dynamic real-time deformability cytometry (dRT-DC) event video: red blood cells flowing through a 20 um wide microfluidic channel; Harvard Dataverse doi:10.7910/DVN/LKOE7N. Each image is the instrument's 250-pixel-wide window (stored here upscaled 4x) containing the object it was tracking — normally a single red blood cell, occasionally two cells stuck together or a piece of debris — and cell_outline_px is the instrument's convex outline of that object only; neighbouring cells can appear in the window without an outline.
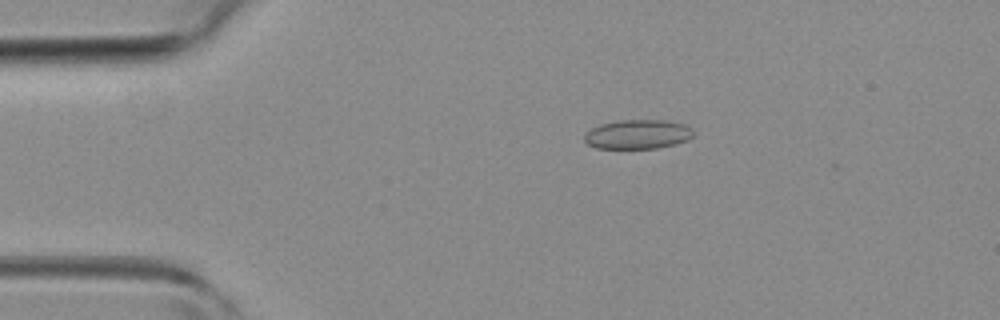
{"species": "common noctule bat (a hibernating species)", "species_latin": "Nyctalus noctula", "temperature_condition": "room temperature", "stored_images_in_passage": 45, "camera_frame_rate_fps": 3000, "um_per_image_px": 0.085, "animal": {"sex": "female", "body_mass_g": 19.3, "forearm_length_mm": 54.1}, "frame": {"image": 1, "passage_image": 9, "time_ms": 2.667, "image_size_px": [1000, 320], "cell_outline_px": [[692, 136], [688, 140], [676, 144], [656, 148], [596, 148], [588, 144], [584, 140], [584, 136], [592, 128], [600, 124], [616, 120], [664, 120], [688, 124], [692, 128]], "centroid_in_image_um": [54.23, 11.4], "position_along_channel_um": 30.8, "area_um2": 18.67}}
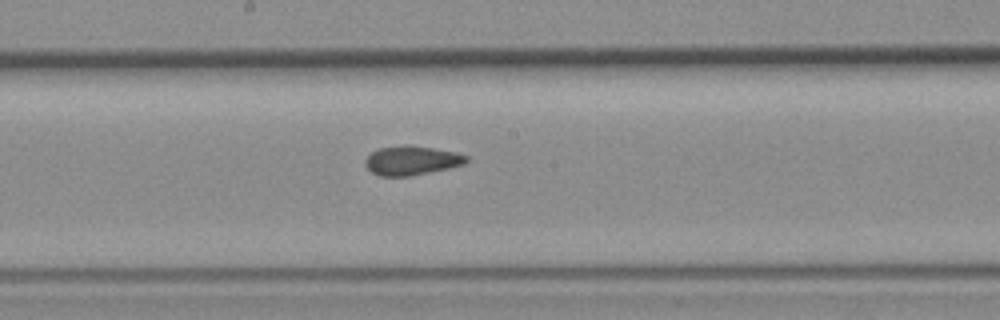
{"frame": {"image": 2, "passage_image": 24, "time_ms": 7.667, "image_size_px": [1000, 320], "cell_outline_px": [[468, 160], [464, 164], [448, 168], [408, 176], [380, 176], [372, 172], [364, 164], [364, 160], [372, 152], [380, 148], [432, 148], [456, 152], [468, 156]], "centroid_in_image_um": [35.0, 13.69], "position_along_channel_um": 213.2, "area_um2": 16.3}}
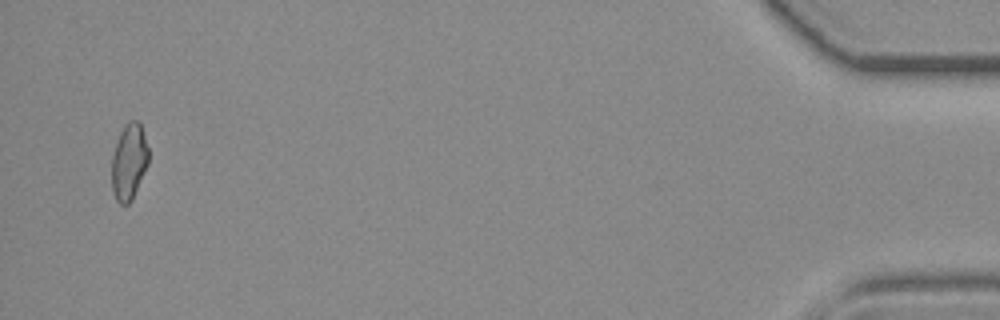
{"frame": {"image": 3, "passage_image": 44, "time_ms": 14.333, "image_size_px": [1000, 320], "cell_outline_px": [[148, 164], [132, 200], [128, 204], [120, 204], [116, 200], [112, 192], [112, 156], [120, 132], [124, 124], [128, 120], [140, 120], [148, 148]], "centroid_in_image_um": [10.97, 13.73], "position_along_channel_um": 424.2, "area_um2": 16.47}}